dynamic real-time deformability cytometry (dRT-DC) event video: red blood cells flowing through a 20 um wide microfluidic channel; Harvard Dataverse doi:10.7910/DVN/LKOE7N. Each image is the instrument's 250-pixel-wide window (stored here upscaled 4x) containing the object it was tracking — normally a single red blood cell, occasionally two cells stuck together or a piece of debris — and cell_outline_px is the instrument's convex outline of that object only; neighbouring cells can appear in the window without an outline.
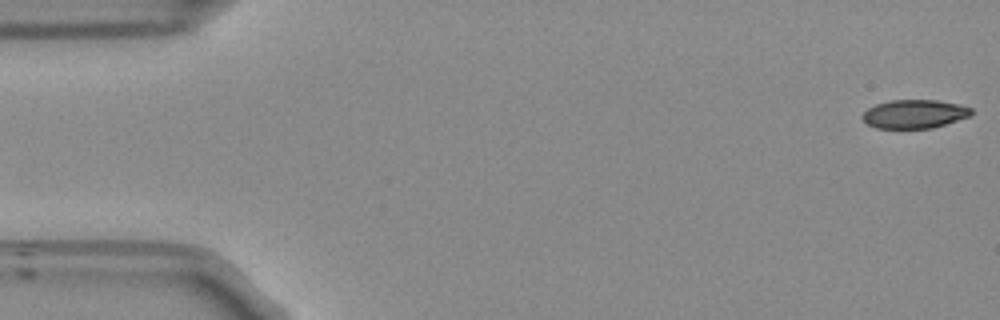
{"species": "Egyptian fruit bat (a non-hibernating species)", "species_latin": "Rousettus aegyptiacus", "temperature_condition": "room temperature", "stored_images_in_passage": 53, "camera_frame_rate_fps": 3000, "um_per_image_px": 0.085, "frame": {"image": 1, "passage_image": 1, "time_ms": 0.0, "image_size_px": [1000, 320], "cell_outline_px": [[972, 112], [968, 116], [932, 128], [876, 128], [868, 124], [860, 116], [868, 108], [876, 104], [892, 100], [936, 100], [956, 104], [972, 108]], "centroid_in_image_um": [77.68, 9.69], "position_along_channel_um": 7.3, "area_um2": 17.86}}
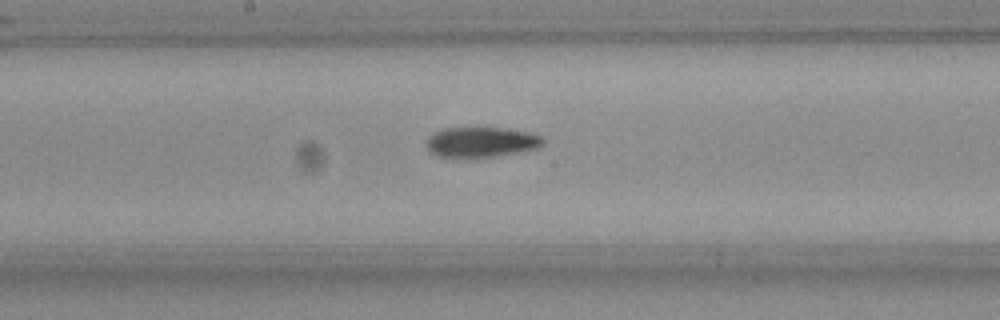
{"frame": {"image": 2, "passage_image": 27, "time_ms": 8.667, "image_size_px": [1000, 320], "cell_outline_px": [[544, 144], [536, 148], [516, 152], [492, 156], [440, 156], [432, 152], [424, 144], [428, 136], [444, 128], [504, 128], [532, 132], [540, 136], [544, 140]], "centroid_in_image_um": [40.91, 12.05], "position_along_channel_um": 207.3, "area_um2": 20.06}}
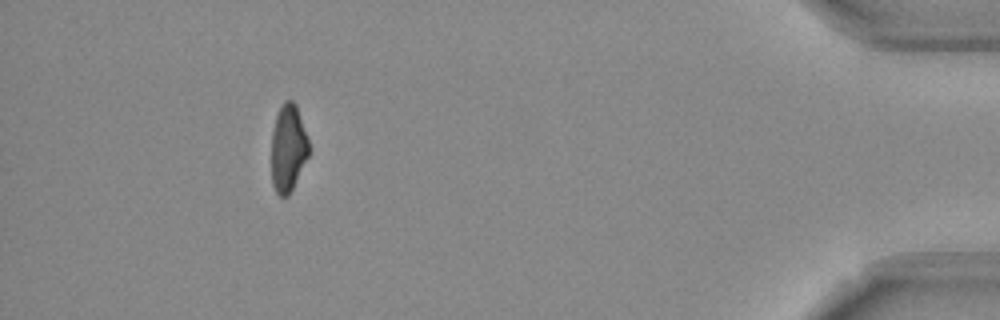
{"frame": {"image": 3, "passage_image": 48, "time_ms": 15.667, "image_size_px": [1000, 320], "cell_outline_px": [[308, 156], [288, 196], [280, 196], [276, 192], [272, 184], [272, 132], [276, 116], [284, 100], [292, 100], [296, 104], [308, 140]], "centroid_in_image_um": [24.48, 12.58], "position_along_channel_um": 410.7, "area_um2": 18.67}, "authors_computed_cell_mechanics": {"area_um2": 20.1722, "velocity_mm_per_s": 3.8266, "shape_relaxation_time_tau1_ms": 4.605, "shape_relaxation_time_tau2_ms": 4.504, "deformation_change_tau1": 0.1743, "deformation_change_tau2": 0.1157}}